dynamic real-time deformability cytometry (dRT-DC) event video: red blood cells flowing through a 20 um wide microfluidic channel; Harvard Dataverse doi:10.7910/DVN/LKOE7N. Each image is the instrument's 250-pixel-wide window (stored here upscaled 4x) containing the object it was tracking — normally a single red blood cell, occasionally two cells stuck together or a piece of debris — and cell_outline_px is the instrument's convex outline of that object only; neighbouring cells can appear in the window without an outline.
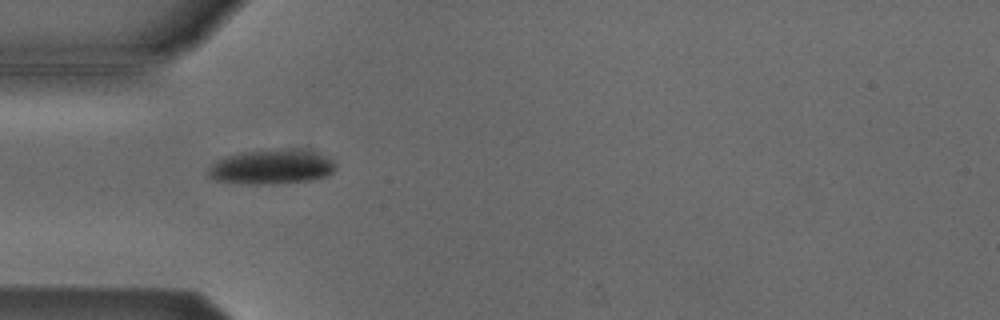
{"species": "Egyptian fruit bat (a non-hibernating species)", "species_latin": "Rousettus aegyptiacus", "temperature_condition": "cold", "stored_images_in_passage": 33, "camera_frame_rate_fps": 3000, "um_per_image_px": 0.085, "animal": {"sex": "male"}, "frame": {"image": 1, "passage_image": 1, "time_ms": 0.0, "image_size_px": [1000, 320], "cell_outline_px": [[336, 168], [328, 176], [312, 180], [276, 184], [240, 184], [216, 180], [208, 176], [208, 168], [216, 160], [224, 156], [240, 152], [276, 148], [300, 148], [324, 156], [332, 160], [336, 164]], "centroid_in_image_um": [23.07, 14.17], "position_along_channel_um": 61.9, "area_um2": 26.3}}
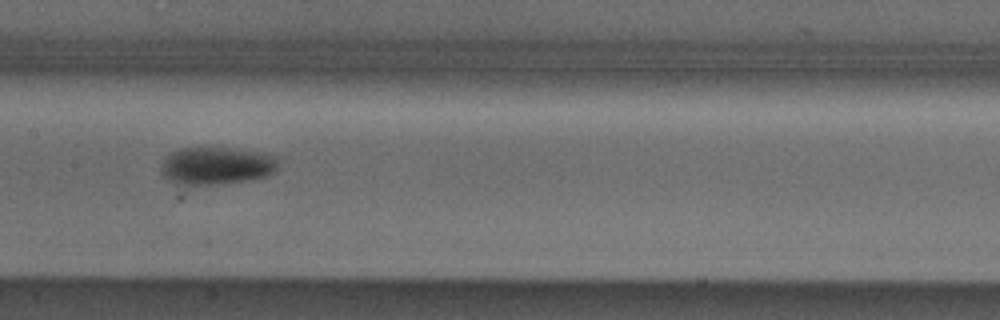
{"frame": {"image": 2, "passage_image": 11, "time_ms": 3.333, "image_size_px": [1000, 320], "cell_outline_px": [[276, 172], [268, 176], [252, 180], [188, 188], [176, 184], [168, 180], [160, 172], [160, 164], [172, 152], [180, 148], [224, 148], [256, 152], [272, 156], [276, 160]], "centroid_in_image_um": [18.31, 14.15], "position_along_channel_um": 189.1, "area_um2": 26.07}}
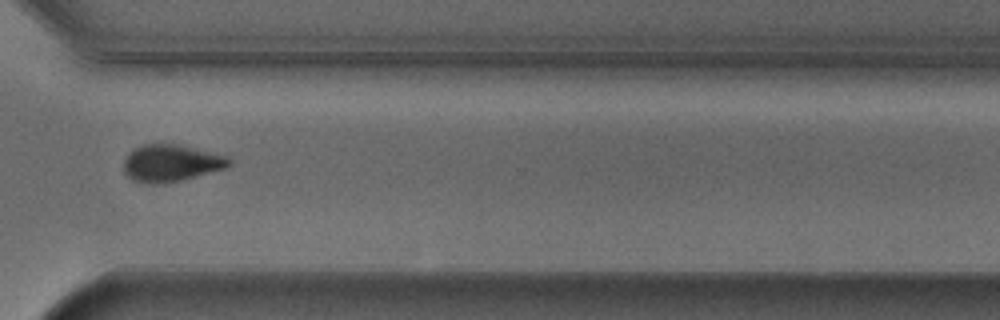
{"frame": {"image": 3, "passage_image": 24, "time_ms": 7.667, "image_size_px": [1000, 320], "cell_outline_px": [[232, 164], [228, 168], [180, 180], [156, 184], [144, 184], [132, 180], [124, 172], [124, 160], [136, 148], [144, 144], [176, 144], [228, 156], [232, 160]], "centroid_in_image_um": [14.57, 13.88], "position_along_channel_um": 356.0, "area_um2": 22.6}, "authors_computed_cell_mechanics": {"area_um2": 25.0852, "velocity_mm_per_s": 3.8659, "shape_relaxation_time_tau1_ms": 3.0061, "shape_relaxation_time_tau2_ms": null, "deformation_change_tau1": 0.103, "deformation_change_tau2": null}}